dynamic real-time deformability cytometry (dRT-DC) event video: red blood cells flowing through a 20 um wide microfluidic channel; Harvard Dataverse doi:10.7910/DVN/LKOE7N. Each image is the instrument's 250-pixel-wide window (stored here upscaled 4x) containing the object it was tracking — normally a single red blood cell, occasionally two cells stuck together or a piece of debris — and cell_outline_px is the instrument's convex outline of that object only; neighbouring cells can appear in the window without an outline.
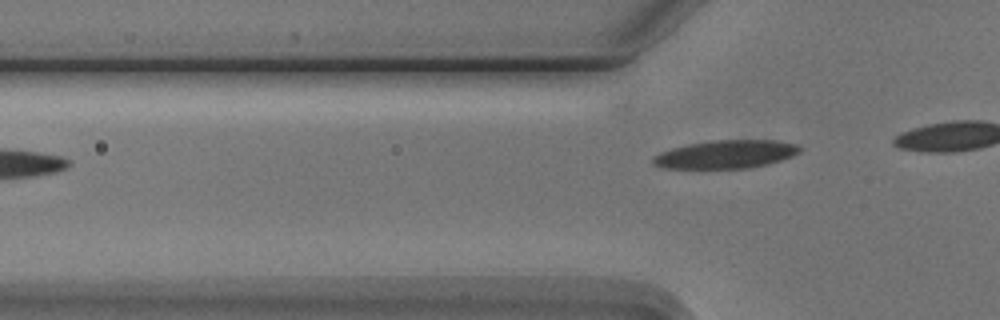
{"species": "Egyptian fruit bat (a non-hibernating species)", "species_latin": "Rousettus aegyptiacus", "temperature_condition": "cold", "stored_images_in_passage": 4, "camera_frame_rate_fps": 3000, "um_per_image_px": 0.085, "animal": {"sex": "male"}, "frame": {"image": 1, "passage_image": 4, "time_ms": 3.667, "image_size_px": [1000, 320], "cell_outline_px": [[804, 148], [800, 152], [792, 156], [768, 164], [748, 168], [660, 168], [652, 164], [652, 156], [660, 152], [672, 148], [688, 144], [712, 140], [772, 140], [796, 144]], "centroid_in_image_um": [61.68, 13.11], "position_along_channel_um": 64.1, "area_um2": 24.22}}